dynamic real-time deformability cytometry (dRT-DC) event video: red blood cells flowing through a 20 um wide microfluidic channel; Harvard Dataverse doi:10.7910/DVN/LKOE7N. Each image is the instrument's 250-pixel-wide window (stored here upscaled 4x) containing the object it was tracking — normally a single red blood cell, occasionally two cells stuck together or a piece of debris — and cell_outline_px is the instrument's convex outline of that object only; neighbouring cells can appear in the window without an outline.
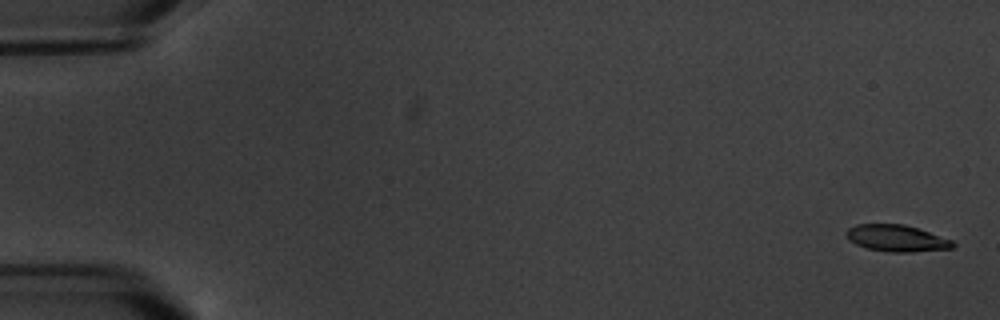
{"species": "common noctule bat (a hibernating species)", "species_latin": "Nyctalus noctula", "temperature_condition": "warm", "stored_images_in_passage": 5, "camera_frame_rate_fps": 3000, "um_per_image_px": 0.085, "animal": {"sex": "male", "body_mass_g": 20.1, "forearm_length_mm": 53.5}, "frame": {"image": 1, "passage_image": 1, "time_ms": 0.0, "image_size_px": [1000, 320], "cell_outline_px": [[956, 244], [952, 248], [912, 252], [892, 252], [868, 248], [856, 244], [848, 240], [844, 232], [848, 228], [856, 224], [904, 224], [952, 240]], "centroid_in_image_um": [76.17, 20.24], "position_along_channel_um": 8.8, "area_um2": 16.42}}
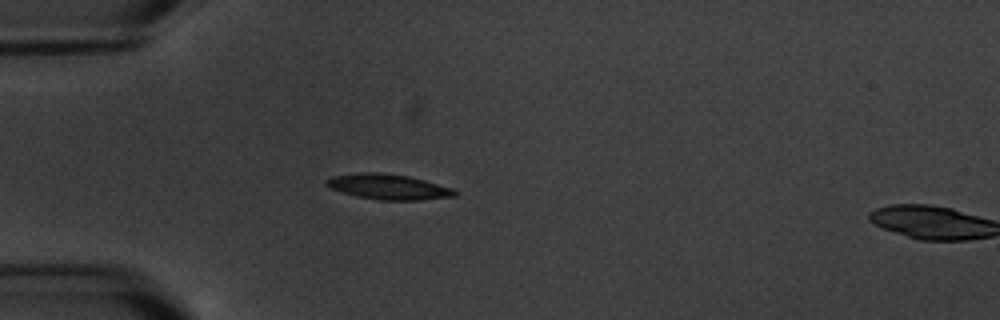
{"frame": {"image": 2, "passage_image": 4, "time_ms": 5.333, "image_size_px": [1000, 320], "cell_outline_px": [[456, 196], [420, 200], [380, 200], [356, 196], [332, 188], [324, 184], [324, 180], [332, 176], [360, 172], [380, 172], [408, 176], [424, 180], [452, 188], [456, 192]], "centroid_in_image_um": [32.98, 15.87], "position_along_channel_um": 52.0, "area_um2": 18.84}}